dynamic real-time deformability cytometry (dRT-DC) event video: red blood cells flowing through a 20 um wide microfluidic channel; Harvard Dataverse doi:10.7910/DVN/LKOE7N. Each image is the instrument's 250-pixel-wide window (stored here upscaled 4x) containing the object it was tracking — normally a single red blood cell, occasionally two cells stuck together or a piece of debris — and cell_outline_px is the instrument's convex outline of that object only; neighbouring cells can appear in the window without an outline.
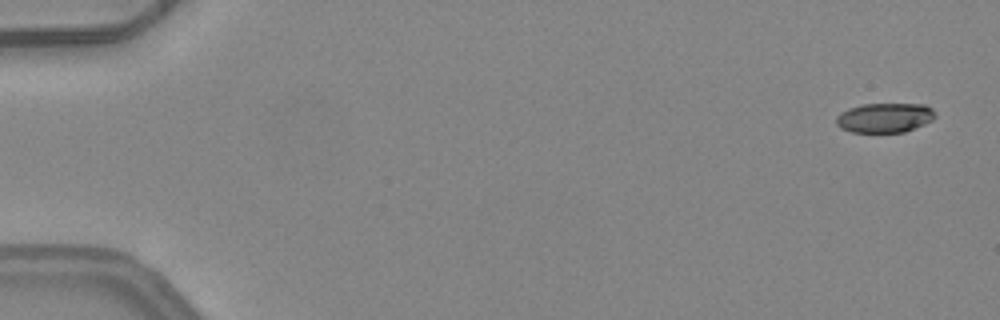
{"species": "common noctule bat (a hibernating species)", "species_latin": "Nyctalus noctula", "temperature_condition": "warm", "stored_images_in_passage": 5, "camera_frame_rate_fps": 3000, "um_per_image_px": 0.085, "animal": {"sex": "female", "body_mass_g": 24.6, "forearm_length_mm": 56.2}, "frame": {"image": 1, "passage_image": 1, "time_ms": 0.0, "image_size_px": [1000, 320], "cell_outline_px": [[936, 116], [932, 120], [924, 124], [904, 132], [852, 132], [840, 128], [836, 124], [836, 116], [840, 112], [848, 108], [864, 104], [924, 104], [932, 108], [936, 112]], "centroid_in_image_um": [75.19, 10.0], "position_along_channel_um": 9.8, "area_um2": 17.17}}
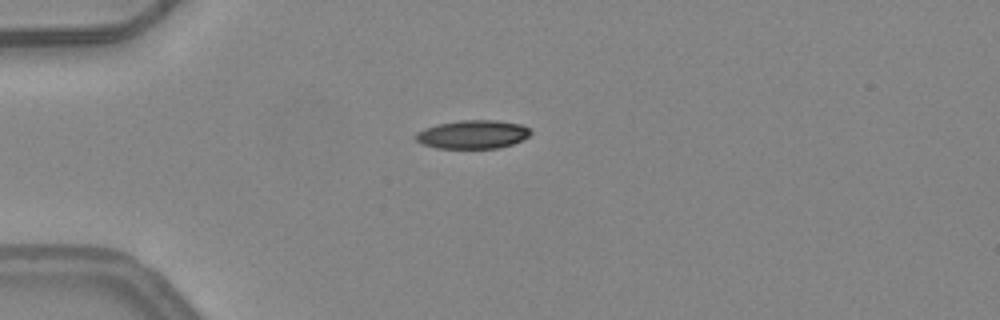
{"frame": {"image": 2, "passage_image": 4, "time_ms": 1.0, "image_size_px": [1000, 320], "cell_outline_px": [[532, 132], [524, 140], [512, 144], [496, 148], [436, 148], [424, 144], [416, 140], [412, 136], [416, 132], [424, 128], [436, 124], [460, 120], [496, 120], [524, 124]], "centroid_in_image_um": [40.18, 11.41], "position_along_channel_um": 44.8, "area_um2": 19.31}}